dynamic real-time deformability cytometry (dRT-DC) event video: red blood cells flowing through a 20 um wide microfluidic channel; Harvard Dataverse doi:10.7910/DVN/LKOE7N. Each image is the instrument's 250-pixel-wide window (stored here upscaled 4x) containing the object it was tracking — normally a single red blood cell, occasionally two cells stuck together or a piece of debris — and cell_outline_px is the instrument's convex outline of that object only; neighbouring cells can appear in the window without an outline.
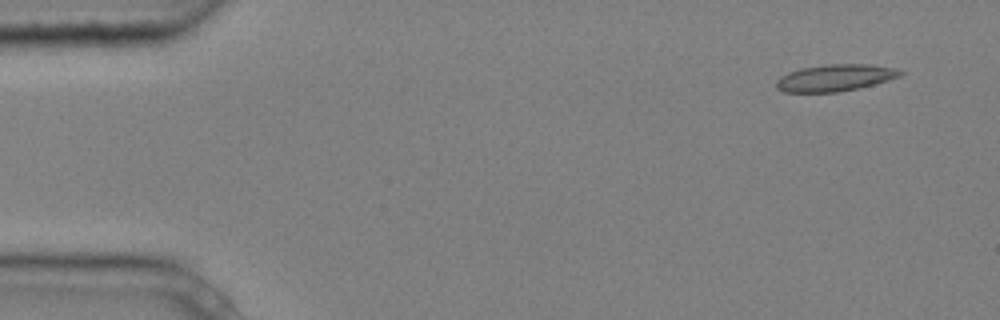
{"species": "common noctule bat (a hibernating species)", "species_latin": "Nyctalus noctula", "temperature_condition": "cold", "stored_images_in_passage": 5, "camera_frame_rate_fps": 3000, "um_per_image_px": 0.085, "animal": {"sex": "male", "body_mass_g": 20.4}, "frame": {"image": 1, "passage_image": 1, "time_ms": 0.0, "image_size_px": [1000, 320], "cell_outline_px": [[904, 72], [900, 76], [888, 80], [860, 88], [836, 92], [784, 92], [776, 88], [776, 80], [780, 76], [788, 72], [800, 68], [832, 64], [868, 64], [896, 68]], "centroid_in_image_um": [70.97, 6.61], "position_along_channel_um": 14.0, "area_um2": 19.36}}
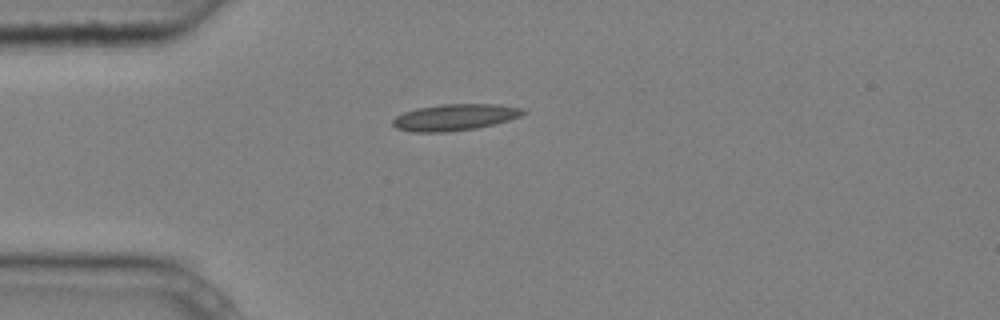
{"frame": {"image": 2, "passage_image": 4, "time_ms": 1.0, "image_size_px": [1000, 320], "cell_outline_px": [[528, 112], [520, 116], [508, 120], [476, 128], [444, 132], [412, 132], [396, 128], [392, 124], [392, 120], [396, 116], [404, 112], [416, 108], [440, 104], [500, 104], [524, 108]], "centroid_in_image_um": [38.66, 9.95], "position_along_channel_um": 46.3, "area_um2": 20.17}}